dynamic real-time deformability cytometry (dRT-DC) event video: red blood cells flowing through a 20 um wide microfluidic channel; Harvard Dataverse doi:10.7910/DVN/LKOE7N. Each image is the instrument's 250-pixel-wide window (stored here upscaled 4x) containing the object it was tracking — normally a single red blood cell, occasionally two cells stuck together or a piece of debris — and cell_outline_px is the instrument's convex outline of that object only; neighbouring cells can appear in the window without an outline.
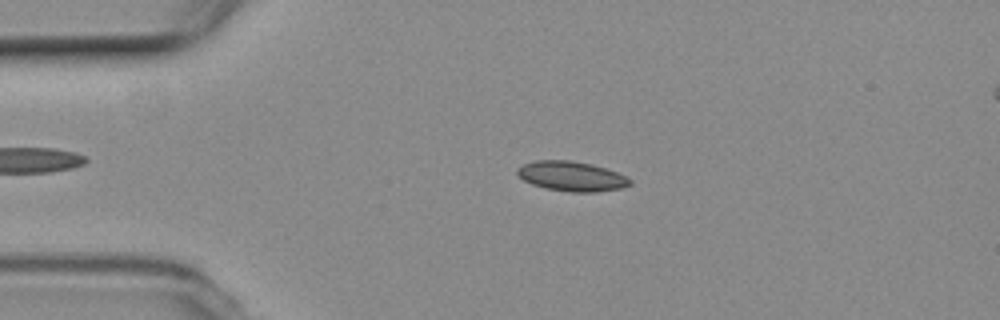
{"species": "common noctule bat (a hibernating species)", "species_latin": "Nyctalus noctula", "temperature_condition": "room temperature", "stored_images_in_passage": 5, "segment_of_instrument_passage": [1, 2], "camera_frame_rate_fps": 3000, "um_per_image_px": 0.085, "animal": {"sex": "female", "body_mass_g": 19.3, "forearm_length_mm": 54.1}, "frame": {"image": 1, "passage_image": 3, "time_ms": 2.333, "image_size_px": [1000, 320], "cell_outline_px": [[632, 184], [620, 188], [596, 192], [568, 192], [548, 188], [532, 184], [524, 180], [516, 172], [516, 168], [524, 164], [536, 160], [568, 160], [592, 164], [616, 172], [632, 180]], "centroid_in_image_um": [48.58, 14.98], "position_along_channel_um": 36.4, "area_um2": 19.36}}